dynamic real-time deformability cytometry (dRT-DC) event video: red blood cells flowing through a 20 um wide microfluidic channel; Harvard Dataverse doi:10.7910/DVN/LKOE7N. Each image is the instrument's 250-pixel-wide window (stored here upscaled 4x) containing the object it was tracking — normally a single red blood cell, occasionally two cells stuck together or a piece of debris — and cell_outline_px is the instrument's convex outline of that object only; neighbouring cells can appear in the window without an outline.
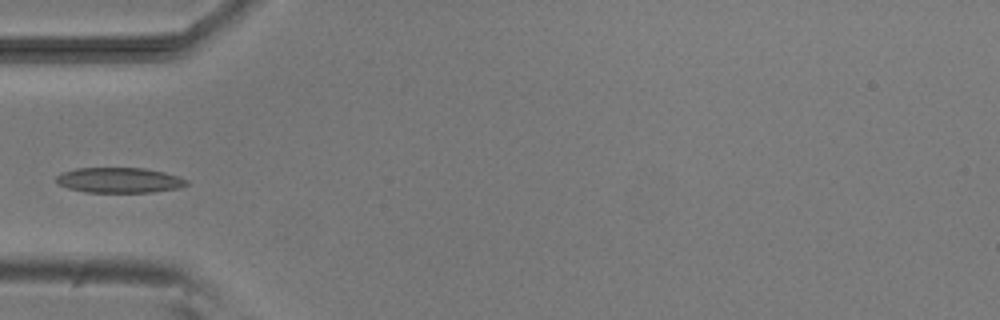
{"species": "common noctule bat (a hibernating species)", "species_latin": "Nyctalus noctula", "temperature_condition": "room temperature", "stored_images_in_passage": 2, "camera_frame_rate_fps": 3000, "um_per_image_px": 0.085, "animal": {"sex": "male", "body_mass_g": 20.5, "forearm_length_mm": 52.5}, "frame": {"image": 1, "passage_image": 1, "time_ms": 0.0, "image_size_px": [1000, 320], "cell_outline_px": [[188, 184], [180, 188], [152, 192], [84, 192], [68, 188], [60, 184], [56, 180], [56, 176], [60, 172], [76, 168], [144, 168], [164, 172], [180, 176], [188, 180]], "centroid_in_image_um": [10.16, 15.31], "position_along_channel_um": 74.8, "area_um2": 19.31}}
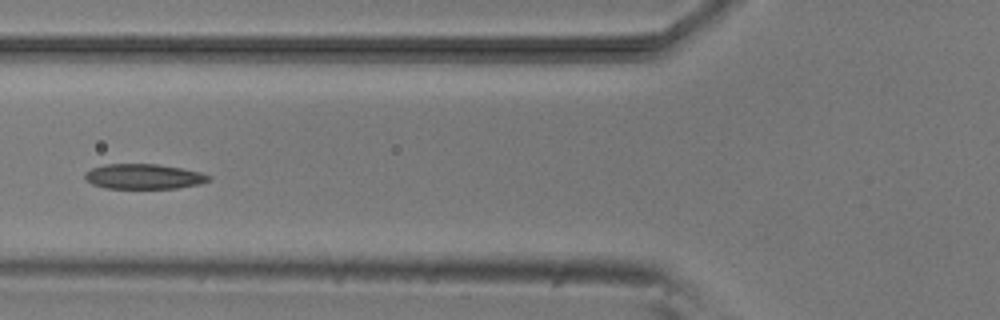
{"frame": {"image": 2, "passage_image": 2, "time_ms": 1.0, "image_size_px": [1000, 320], "cell_outline_px": [[212, 180], [200, 184], [176, 188], [104, 188], [92, 184], [84, 176], [84, 172], [92, 168], [104, 164], [156, 164], [180, 168], [200, 172], [212, 176]], "centroid_in_image_um": [12.23, 15.0], "position_along_channel_um": 113.6, "area_um2": 18.09}}